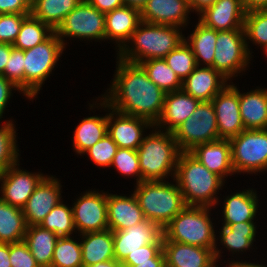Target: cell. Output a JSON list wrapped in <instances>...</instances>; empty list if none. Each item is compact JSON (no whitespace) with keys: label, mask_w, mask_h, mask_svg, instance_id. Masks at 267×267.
Wrapping results in <instances>:
<instances>
[{"label":"cell","mask_w":267,"mask_h":267,"mask_svg":"<svg viewBox=\"0 0 267 267\" xmlns=\"http://www.w3.org/2000/svg\"><path fill=\"white\" fill-rule=\"evenodd\" d=\"M139 64L148 78L165 93L182 89V81L164 59H149Z\"/></svg>","instance_id":"obj_36"},{"label":"cell","mask_w":267,"mask_h":267,"mask_svg":"<svg viewBox=\"0 0 267 267\" xmlns=\"http://www.w3.org/2000/svg\"><path fill=\"white\" fill-rule=\"evenodd\" d=\"M148 0H122L125 6H130L141 11Z\"/></svg>","instance_id":"obj_56"},{"label":"cell","mask_w":267,"mask_h":267,"mask_svg":"<svg viewBox=\"0 0 267 267\" xmlns=\"http://www.w3.org/2000/svg\"><path fill=\"white\" fill-rule=\"evenodd\" d=\"M229 264H234L236 267H266V266H263V265H259V264H254V263H246V261L243 263V262H239V261H233L232 263H229Z\"/></svg>","instance_id":"obj_58"},{"label":"cell","mask_w":267,"mask_h":267,"mask_svg":"<svg viewBox=\"0 0 267 267\" xmlns=\"http://www.w3.org/2000/svg\"><path fill=\"white\" fill-rule=\"evenodd\" d=\"M256 235L254 221H246L224 226L220 231V241L231 252L248 250Z\"/></svg>","instance_id":"obj_34"},{"label":"cell","mask_w":267,"mask_h":267,"mask_svg":"<svg viewBox=\"0 0 267 267\" xmlns=\"http://www.w3.org/2000/svg\"><path fill=\"white\" fill-rule=\"evenodd\" d=\"M26 229L22 209L0 199V243L11 244L24 240Z\"/></svg>","instance_id":"obj_31"},{"label":"cell","mask_w":267,"mask_h":267,"mask_svg":"<svg viewBox=\"0 0 267 267\" xmlns=\"http://www.w3.org/2000/svg\"><path fill=\"white\" fill-rule=\"evenodd\" d=\"M189 153L223 180L225 176L235 173L232 166L230 140L218 139L202 143L195 146Z\"/></svg>","instance_id":"obj_21"},{"label":"cell","mask_w":267,"mask_h":267,"mask_svg":"<svg viewBox=\"0 0 267 267\" xmlns=\"http://www.w3.org/2000/svg\"><path fill=\"white\" fill-rule=\"evenodd\" d=\"M82 235L80 242L83 267H89L99 262L115 259L113 231L87 232Z\"/></svg>","instance_id":"obj_26"},{"label":"cell","mask_w":267,"mask_h":267,"mask_svg":"<svg viewBox=\"0 0 267 267\" xmlns=\"http://www.w3.org/2000/svg\"><path fill=\"white\" fill-rule=\"evenodd\" d=\"M161 234L162 230L147 220L125 230L113 231L115 259L121 263L127 255L153 243Z\"/></svg>","instance_id":"obj_18"},{"label":"cell","mask_w":267,"mask_h":267,"mask_svg":"<svg viewBox=\"0 0 267 267\" xmlns=\"http://www.w3.org/2000/svg\"><path fill=\"white\" fill-rule=\"evenodd\" d=\"M93 7L102 13L113 11L124 6L122 0H87Z\"/></svg>","instance_id":"obj_50"},{"label":"cell","mask_w":267,"mask_h":267,"mask_svg":"<svg viewBox=\"0 0 267 267\" xmlns=\"http://www.w3.org/2000/svg\"><path fill=\"white\" fill-rule=\"evenodd\" d=\"M0 267H12L9 260L8 243H0Z\"/></svg>","instance_id":"obj_55"},{"label":"cell","mask_w":267,"mask_h":267,"mask_svg":"<svg viewBox=\"0 0 267 267\" xmlns=\"http://www.w3.org/2000/svg\"><path fill=\"white\" fill-rule=\"evenodd\" d=\"M254 190L240 191L224 199V226L253 221L256 216L258 199Z\"/></svg>","instance_id":"obj_28"},{"label":"cell","mask_w":267,"mask_h":267,"mask_svg":"<svg viewBox=\"0 0 267 267\" xmlns=\"http://www.w3.org/2000/svg\"><path fill=\"white\" fill-rule=\"evenodd\" d=\"M140 22V10L130 6L124 5L107 12L105 13V39L118 42L120 51L129 42Z\"/></svg>","instance_id":"obj_25"},{"label":"cell","mask_w":267,"mask_h":267,"mask_svg":"<svg viewBox=\"0 0 267 267\" xmlns=\"http://www.w3.org/2000/svg\"><path fill=\"white\" fill-rule=\"evenodd\" d=\"M137 198L145 219L161 230L185 207L178 185L163 181H142L136 184Z\"/></svg>","instance_id":"obj_5"},{"label":"cell","mask_w":267,"mask_h":267,"mask_svg":"<svg viewBox=\"0 0 267 267\" xmlns=\"http://www.w3.org/2000/svg\"><path fill=\"white\" fill-rule=\"evenodd\" d=\"M111 110L107 118L108 135L119 148L137 150L144 139L142 137L144 127L145 129L152 128L154 125L147 120Z\"/></svg>","instance_id":"obj_16"},{"label":"cell","mask_w":267,"mask_h":267,"mask_svg":"<svg viewBox=\"0 0 267 267\" xmlns=\"http://www.w3.org/2000/svg\"><path fill=\"white\" fill-rule=\"evenodd\" d=\"M107 215L112 231L125 230L146 220L134 193L131 197L108 193Z\"/></svg>","instance_id":"obj_23"},{"label":"cell","mask_w":267,"mask_h":267,"mask_svg":"<svg viewBox=\"0 0 267 267\" xmlns=\"http://www.w3.org/2000/svg\"><path fill=\"white\" fill-rule=\"evenodd\" d=\"M74 204L72 207L74 225L81 234L109 229L107 193L88 191Z\"/></svg>","instance_id":"obj_12"},{"label":"cell","mask_w":267,"mask_h":267,"mask_svg":"<svg viewBox=\"0 0 267 267\" xmlns=\"http://www.w3.org/2000/svg\"><path fill=\"white\" fill-rule=\"evenodd\" d=\"M193 31L185 41L193 51L197 66L201 65L200 61H203L207 67H213L217 31L206 27L200 21Z\"/></svg>","instance_id":"obj_33"},{"label":"cell","mask_w":267,"mask_h":267,"mask_svg":"<svg viewBox=\"0 0 267 267\" xmlns=\"http://www.w3.org/2000/svg\"><path fill=\"white\" fill-rule=\"evenodd\" d=\"M181 152L219 139L215 110L212 102H200L181 125L172 132Z\"/></svg>","instance_id":"obj_9"},{"label":"cell","mask_w":267,"mask_h":267,"mask_svg":"<svg viewBox=\"0 0 267 267\" xmlns=\"http://www.w3.org/2000/svg\"><path fill=\"white\" fill-rule=\"evenodd\" d=\"M179 29L180 27L141 21L129 40V43L134 42V47L125 45L118 51L117 57L136 64L149 59H164L185 40Z\"/></svg>","instance_id":"obj_3"},{"label":"cell","mask_w":267,"mask_h":267,"mask_svg":"<svg viewBox=\"0 0 267 267\" xmlns=\"http://www.w3.org/2000/svg\"><path fill=\"white\" fill-rule=\"evenodd\" d=\"M245 15L242 0H216L200 13L199 21L216 31H229L243 29Z\"/></svg>","instance_id":"obj_17"},{"label":"cell","mask_w":267,"mask_h":267,"mask_svg":"<svg viewBox=\"0 0 267 267\" xmlns=\"http://www.w3.org/2000/svg\"><path fill=\"white\" fill-rule=\"evenodd\" d=\"M244 29L217 31L213 68L225 78L244 71L250 60Z\"/></svg>","instance_id":"obj_10"},{"label":"cell","mask_w":267,"mask_h":267,"mask_svg":"<svg viewBox=\"0 0 267 267\" xmlns=\"http://www.w3.org/2000/svg\"><path fill=\"white\" fill-rule=\"evenodd\" d=\"M216 0H191L190 1V11L193 9L195 12H199L197 14L200 15L206 8L212 6Z\"/></svg>","instance_id":"obj_54"},{"label":"cell","mask_w":267,"mask_h":267,"mask_svg":"<svg viewBox=\"0 0 267 267\" xmlns=\"http://www.w3.org/2000/svg\"><path fill=\"white\" fill-rule=\"evenodd\" d=\"M31 13V0H0V14Z\"/></svg>","instance_id":"obj_48"},{"label":"cell","mask_w":267,"mask_h":267,"mask_svg":"<svg viewBox=\"0 0 267 267\" xmlns=\"http://www.w3.org/2000/svg\"><path fill=\"white\" fill-rule=\"evenodd\" d=\"M230 143L235 173L267 170V129H245Z\"/></svg>","instance_id":"obj_8"},{"label":"cell","mask_w":267,"mask_h":267,"mask_svg":"<svg viewBox=\"0 0 267 267\" xmlns=\"http://www.w3.org/2000/svg\"><path fill=\"white\" fill-rule=\"evenodd\" d=\"M201 101L185 93L182 89L165 94L163 111L160 119L154 126H166L167 132H173L181 125L197 108Z\"/></svg>","instance_id":"obj_24"},{"label":"cell","mask_w":267,"mask_h":267,"mask_svg":"<svg viewBox=\"0 0 267 267\" xmlns=\"http://www.w3.org/2000/svg\"><path fill=\"white\" fill-rule=\"evenodd\" d=\"M59 236L40 225L27 226L24 241L40 267H51L53 252Z\"/></svg>","instance_id":"obj_29"},{"label":"cell","mask_w":267,"mask_h":267,"mask_svg":"<svg viewBox=\"0 0 267 267\" xmlns=\"http://www.w3.org/2000/svg\"><path fill=\"white\" fill-rule=\"evenodd\" d=\"M61 185L54 177H45L22 208L27 226L40 225L46 215L61 202Z\"/></svg>","instance_id":"obj_15"},{"label":"cell","mask_w":267,"mask_h":267,"mask_svg":"<svg viewBox=\"0 0 267 267\" xmlns=\"http://www.w3.org/2000/svg\"><path fill=\"white\" fill-rule=\"evenodd\" d=\"M197 66L188 77L182 81V90L202 102L212 99L227 85V78L213 67Z\"/></svg>","instance_id":"obj_22"},{"label":"cell","mask_w":267,"mask_h":267,"mask_svg":"<svg viewBox=\"0 0 267 267\" xmlns=\"http://www.w3.org/2000/svg\"><path fill=\"white\" fill-rule=\"evenodd\" d=\"M246 13L257 10H267V0H242Z\"/></svg>","instance_id":"obj_52"},{"label":"cell","mask_w":267,"mask_h":267,"mask_svg":"<svg viewBox=\"0 0 267 267\" xmlns=\"http://www.w3.org/2000/svg\"><path fill=\"white\" fill-rule=\"evenodd\" d=\"M11 89L20 91L12 82L0 75V119L2 118L8 100L10 99L12 93Z\"/></svg>","instance_id":"obj_49"},{"label":"cell","mask_w":267,"mask_h":267,"mask_svg":"<svg viewBox=\"0 0 267 267\" xmlns=\"http://www.w3.org/2000/svg\"><path fill=\"white\" fill-rule=\"evenodd\" d=\"M24 93V51L12 47L11 54L2 74Z\"/></svg>","instance_id":"obj_44"},{"label":"cell","mask_w":267,"mask_h":267,"mask_svg":"<svg viewBox=\"0 0 267 267\" xmlns=\"http://www.w3.org/2000/svg\"><path fill=\"white\" fill-rule=\"evenodd\" d=\"M164 60L177 74L181 81L197 67L196 59L191 47L184 40L177 48L173 49Z\"/></svg>","instance_id":"obj_40"},{"label":"cell","mask_w":267,"mask_h":267,"mask_svg":"<svg viewBox=\"0 0 267 267\" xmlns=\"http://www.w3.org/2000/svg\"><path fill=\"white\" fill-rule=\"evenodd\" d=\"M112 165L124 176H137L136 184L141 183V172L137 150L118 148L111 166Z\"/></svg>","instance_id":"obj_42"},{"label":"cell","mask_w":267,"mask_h":267,"mask_svg":"<svg viewBox=\"0 0 267 267\" xmlns=\"http://www.w3.org/2000/svg\"><path fill=\"white\" fill-rule=\"evenodd\" d=\"M188 13L189 5L183 0H148L140 11L141 21L175 27L187 25Z\"/></svg>","instance_id":"obj_20"},{"label":"cell","mask_w":267,"mask_h":267,"mask_svg":"<svg viewBox=\"0 0 267 267\" xmlns=\"http://www.w3.org/2000/svg\"><path fill=\"white\" fill-rule=\"evenodd\" d=\"M64 43V37L80 39H105V13L93 7L87 0H82L55 30Z\"/></svg>","instance_id":"obj_11"},{"label":"cell","mask_w":267,"mask_h":267,"mask_svg":"<svg viewBox=\"0 0 267 267\" xmlns=\"http://www.w3.org/2000/svg\"><path fill=\"white\" fill-rule=\"evenodd\" d=\"M107 118V114L103 117H87L75 128L73 147L78 154H84L107 134Z\"/></svg>","instance_id":"obj_32"},{"label":"cell","mask_w":267,"mask_h":267,"mask_svg":"<svg viewBox=\"0 0 267 267\" xmlns=\"http://www.w3.org/2000/svg\"><path fill=\"white\" fill-rule=\"evenodd\" d=\"M48 32V33H47ZM55 32L49 25L29 14L21 25L13 47L21 50L30 49L43 43Z\"/></svg>","instance_id":"obj_35"},{"label":"cell","mask_w":267,"mask_h":267,"mask_svg":"<svg viewBox=\"0 0 267 267\" xmlns=\"http://www.w3.org/2000/svg\"><path fill=\"white\" fill-rule=\"evenodd\" d=\"M65 48L55 32L43 43L24 50V96L35 97Z\"/></svg>","instance_id":"obj_7"},{"label":"cell","mask_w":267,"mask_h":267,"mask_svg":"<svg viewBox=\"0 0 267 267\" xmlns=\"http://www.w3.org/2000/svg\"><path fill=\"white\" fill-rule=\"evenodd\" d=\"M51 267H83L80 243L71 236L59 237L53 252Z\"/></svg>","instance_id":"obj_37"},{"label":"cell","mask_w":267,"mask_h":267,"mask_svg":"<svg viewBox=\"0 0 267 267\" xmlns=\"http://www.w3.org/2000/svg\"><path fill=\"white\" fill-rule=\"evenodd\" d=\"M14 126L8 121L0 128V175L19 162Z\"/></svg>","instance_id":"obj_39"},{"label":"cell","mask_w":267,"mask_h":267,"mask_svg":"<svg viewBox=\"0 0 267 267\" xmlns=\"http://www.w3.org/2000/svg\"><path fill=\"white\" fill-rule=\"evenodd\" d=\"M243 29L246 40L249 39L264 48L267 47V10L246 13Z\"/></svg>","instance_id":"obj_41"},{"label":"cell","mask_w":267,"mask_h":267,"mask_svg":"<svg viewBox=\"0 0 267 267\" xmlns=\"http://www.w3.org/2000/svg\"><path fill=\"white\" fill-rule=\"evenodd\" d=\"M117 65L110 95L101 98L100 105L155 126L162 114L166 93L148 78L140 64L118 58Z\"/></svg>","instance_id":"obj_1"},{"label":"cell","mask_w":267,"mask_h":267,"mask_svg":"<svg viewBox=\"0 0 267 267\" xmlns=\"http://www.w3.org/2000/svg\"><path fill=\"white\" fill-rule=\"evenodd\" d=\"M15 164L0 175V199L17 208H23L36 187L46 177L19 169Z\"/></svg>","instance_id":"obj_14"},{"label":"cell","mask_w":267,"mask_h":267,"mask_svg":"<svg viewBox=\"0 0 267 267\" xmlns=\"http://www.w3.org/2000/svg\"><path fill=\"white\" fill-rule=\"evenodd\" d=\"M174 180L186 206H215L218 201L214 195L224 185L220 176L209 171L189 152L180 153Z\"/></svg>","instance_id":"obj_2"},{"label":"cell","mask_w":267,"mask_h":267,"mask_svg":"<svg viewBox=\"0 0 267 267\" xmlns=\"http://www.w3.org/2000/svg\"><path fill=\"white\" fill-rule=\"evenodd\" d=\"M121 266H122L121 263L118 262L116 259H111L108 261L96 263V264L91 265L89 267H121Z\"/></svg>","instance_id":"obj_57"},{"label":"cell","mask_w":267,"mask_h":267,"mask_svg":"<svg viewBox=\"0 0 267 267\" xmlns=\"http://www.w3.org/2000/svg\"><path fill=\"white\" fill-rule=\"evenodd\" d=\"M118 148L117 144L107 133L102 139L87 149L84 153H88L87 155H89L92 162L96 165L101 167H110Z\"/></svg>","instance_id":"obj_43"},{"label":"cell","mask_w":267,"mask_h":267,"mask_svg":"<svg viewBox=\"0 0 267 267\" xmlns=\"http://www.w3.org/2000/svg\"><path fill=\"white\" fill-rule=\"evenodd\" d=\"M209 208L186 206L162 229L163 241L213 249L215 260L218 262L220 251L216 247L217 239L210 220Z\"/></svg>","instance_id":"obj_4"},{"label":"cell","mask_w":267,"mask_h":267,"mask_svg":"<svg viewBox=\"0 0 267 267\" xmlns=\"http://www.w3.org/2000/svg\"><path fill=\"white\" fill-rule=\"evenodd\" d=\"M31 13L0 14V43L12 44L19 34L23 20Z\"/></svg>","instance_id":"obj_45"},{"label":"cell","mask_w":267,"mask_h":267,"mask_svg":"<svg viewBox=\"0 0 267 267\" xmlns=\"http://www.w3.org/2000/svg\"><path fill=\"white\" fill-rule=\"evenodd\" d=\"M229 267H236L234 264H229Z\"/></svg>","instance_id":"obj_60"},{"label":"cell","mask_w":267,"mask_h":267,"mask_svg":"<svg viewBox=\"0 0 267 267\" xmlns=\"http://www.w3.org/2000/svg\"><path fill=\"white\" fill-rule=\"evenodd\" d=\"M239 106L245 129H267V89L239 91Z\"/></svg>","instance_id":"obj_27"},{"label":"cell","mask_w":267,"mask_h":267,"mask_svg":"<svg viewBox=\"0 0 267 267\" xmlns=\"http://www.w3.org/2000/svg\"><path fill=\"white\" fill-rule=\"evenodd\" d=\"M150 258H165L162 234L153 243L142 246L136 252L127 255L122 262H143L150 261Z\"/></svg>","instance_id":"obj_47"},{"label":"cell","mask_w":267,"mask_h":267,"mask_svg":"<svg viewBox=\"0 0 267 267\" xmlns=\"http://www.w3.org/2000/svg\"><path fill=\"white\" fill-rule=\"evenodd\" d=\"M159 130L144 137L137 149L141 182L164 181L170 172L175 176L181 151L171 132Z\"/></svg>","instance_id":"obj_6"},{"label":"cell","mask_w":267,"mask_h":267,"mask_svg":"<svg viewBox=\"0 0 267 267\" xmlns=\"http://www.w3.org/2000/svg\"><path fill=\"white\" fill-rule=\"evenodd\" d=\"M165 267H217L213 249L163 241Z\"/></svg>","instance_id":"obj_19"},{"label":"cell","mask_w":267,"mask_h":267,"mask_svg":"<svg viewBox=\"0 0 267 267\" xmlns=\"http://www.w3.org/2000/svg\"><path fill=\"white\" fill-rule=\"evenodd\" d=\"M123 267H165V258H150L143 262H121Z\"/></svg>","instance_id":"obj_51"},{"label":"cell","mask_w":267,"mask_h":267,"mask_svg":"<svg viewBox=\"0 0 267 267\" xmlns=\"http://www.w3.org/2000/svg\"><path fill=\"white\" fill-rule=\"evenodd\" d=\"M40 226L59 237L70 236L76 230L72 208L60 202L46 215Z\"/></svg>","instance_id":"obj_38"},{"label":"cell","mask_w":267,"mask_h":267,"mask_svg":"<svg viewBox=\"0 0 267 267\" xmlns=\"http://www.w3.org/2000/svg\"><path fill=\"white\" fill-rule=\"evenodd\" d=\"M219 139L230 140L245 130L239 106V90L226 85L213 99Z\"/></svg>","instance_id":"obj_13"},{"label":"cell","mask_w":267,"mask_h":267,"mask_svg":"<svg viewBox=\"0 0 267 267\" xmlns=\"http://www.w3.org/2000/svg\"><path fill=\"white\" fill-rule=\"evenodd\" d=\"M82 0H31V14L54 31Z\"/></svg>","instance_id":"obj_30"},{"label":"cell","mask_w":267,"mask_h":267,"mask_svg":"<svg viewBox=\"0 0 267 267\" xmlns=\"http://www.w3.org/2000/svg\"><path fill=\"white\" fill-rule=\"evenodd\" d=\"M183 1L186 2L189 5V8H190V1L191 0H183Z\"/></svg>","instance_id":"obj_59"},{"label":"cell","mask_w":267,"mask_h":267,"mask_svg":"<svg viewBox=\"0 0 267 267\" xmlns=\"http://www.w3.org/2000/svg\"><path fill=\"white\" fill-rule=\"evenodd\" d=\"M9 260L12 267H40L24 240L9 244Z\"/></svg>","instance_id":"obj_46"},{"label":"cell","mask_w":267,"mask_h":267,"mask_svg":"<svg viewBox=\"0 0 267 267\" xmlns=\"http://www.w3.org/2000/svg\"><path fill=\"white\" fill-rule=\"evenodd\" d=\"M12 47V44L0 43V75H2L5 70Z\"/></svg>","instance_id":"obj_53"},{"label":"cell","mask_w":267,"mask_h":267,"mask_svg":"<svg viewBox=\"0 0 267 267\" xmlns=\"http://www.w3.org/2000/svg\"><path fill=\"white\" fill-rule=\"evenodd\" d=\"M264 50H265V53H266V55H267V47H265Z\"/></svg>","instance_id":"obj_61"}]
</instances>
